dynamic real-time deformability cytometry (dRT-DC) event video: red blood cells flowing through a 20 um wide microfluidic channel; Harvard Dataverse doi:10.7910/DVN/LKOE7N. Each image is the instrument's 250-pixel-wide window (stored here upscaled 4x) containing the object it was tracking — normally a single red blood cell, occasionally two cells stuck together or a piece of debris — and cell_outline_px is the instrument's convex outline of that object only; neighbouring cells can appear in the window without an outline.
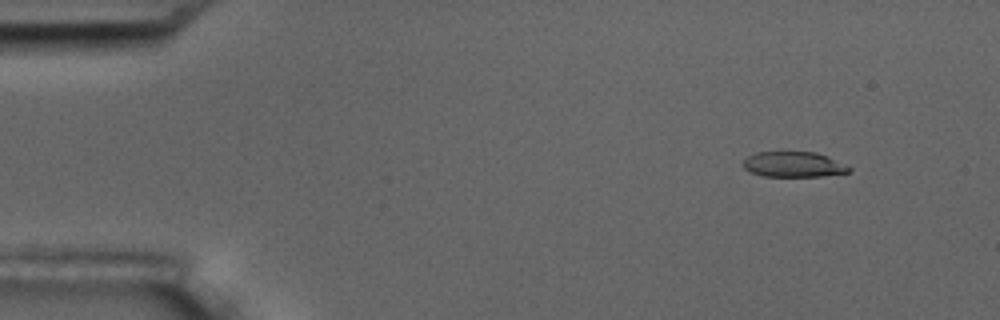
{"species": "common noctule bat (a hibernating species)", "species_latin": "Nyctalus noctula", "temperature_condition": "room temperature", "stored_images_in_passage": 8, "camera_frame_rate_fps": 3000, "um_per_image_px": 0.085, "animal": {"sex": "male", "body_mass_g": 17.5, "forearm_length_mm": 52.3}, "frame": {"image": 1, "passage_image": 2, "time_ms": 1.0, "image_size_px": [1000, 320], "cell_outline_px": [[852, 168], [848, 172], [824, 176], [764, 176], [752, 172], [744, 168], [740, 164], [748, 156], [756, 152], [816, 152], [828, 156], [848, 164]], "centroid_in_image_um": [67.48, 13.97], "position_along_channel_um": 17.5, "area_um2": 15.78}}
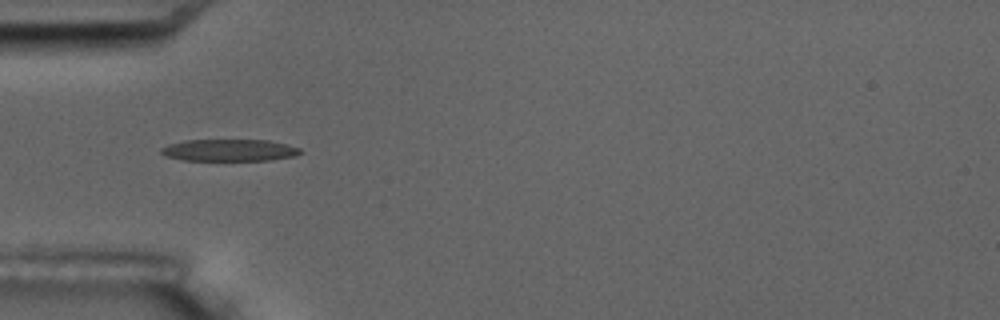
{"frame": {"image": 2, "passage_image": 5, "time_ms": 5.0, "image_size_px": [1000, 320], "cell_outline_px": [[304, 152], [296, 156], [272, 160], [184, 160], [164, 156], [160, 152], [160, 148], [168, 144], [184, 140], [268, 140], [288, 144], [300, 148]], "centroid_in_image_um": [19.52, 12.76], "position_along_channel_um": 65.5, "area_um2": 17.98}}
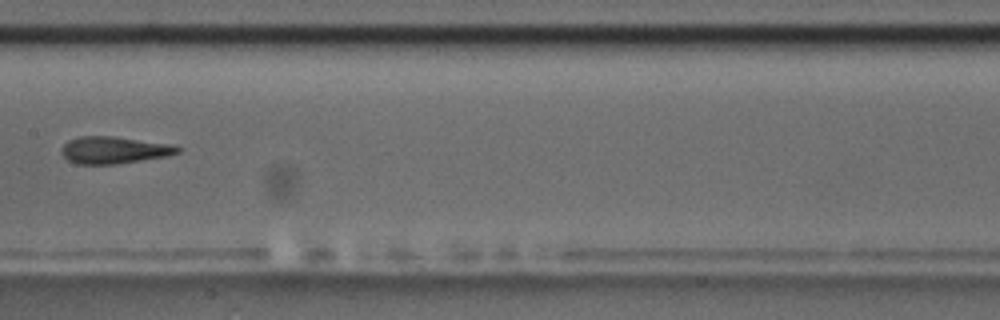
{"frame": {"image": 3, "passage_image": 8, "time_ms": 8.667, "image_size_px": [1000, 320], "cell_outline_px": [[180, 152], [168, 156], [116, 164], [76, 164], [68, 160], [60, 152], [64, 144], [68, 140], [80, 136], [112, 136], [168, 144], [180, 148]], "centroid_in_image_um": [9.65, 12.76], "position_along_channel_um": 197.8, "area_um2": 18.15}}